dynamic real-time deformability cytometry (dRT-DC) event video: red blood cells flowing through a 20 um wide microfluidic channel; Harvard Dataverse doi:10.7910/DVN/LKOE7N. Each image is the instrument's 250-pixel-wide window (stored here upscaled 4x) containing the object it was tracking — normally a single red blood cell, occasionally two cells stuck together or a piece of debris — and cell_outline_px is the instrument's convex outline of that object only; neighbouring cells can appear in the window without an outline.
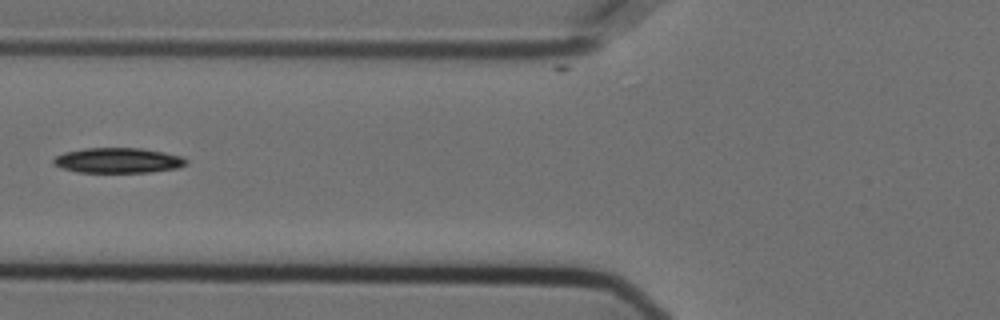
{"species": "Egyptian fruit bat (a non-hibernating species)", "species_latin": "Rousettus aegyptiacus", "temperature_condition": "cold", "stored_images_in_passage": 36, "camera_frame_rate_fps": 3000, "um_per_image_px": 0.085, "animal": {"sex": "female"}, "frame": {"image": 1, "passage_image": 2, "time_ms": 0.333, "image_size_px": [1000, 320], "cell_outline_px": [[188, 160], [184, 164], [176, 168], [148, 172], [76, 172], [52, 164], [52, 160], [56, 156], [64, 152], [84, 148], [140, 148], [164, 152], [180, 156]], "centroid_in_image_um": [9.98, 13.63], "position_along_channel_um": 115.8, "area_um2": 19.31}}
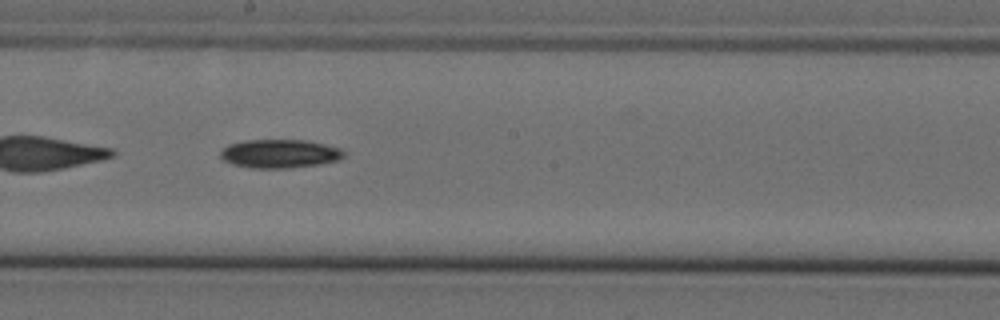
{"frame": {"image": 2, "passage_image": 11, "time_ms": 3.333, "image_size_px": [1000, 320], "cell_outline_px": [[344, 156], [340, 160], [320, 164], [288, 168], [248, 168], [232, 164], [224, 160], [220, 156], [220, 152], [228, 144], [244, 140], [304, 140], [324, 144], [340, 148], [344, 152]], "centroid_in_image_um": [23.76, 13.07], "position_along_channel_um": 224.4, "area_um2": 20.63}}
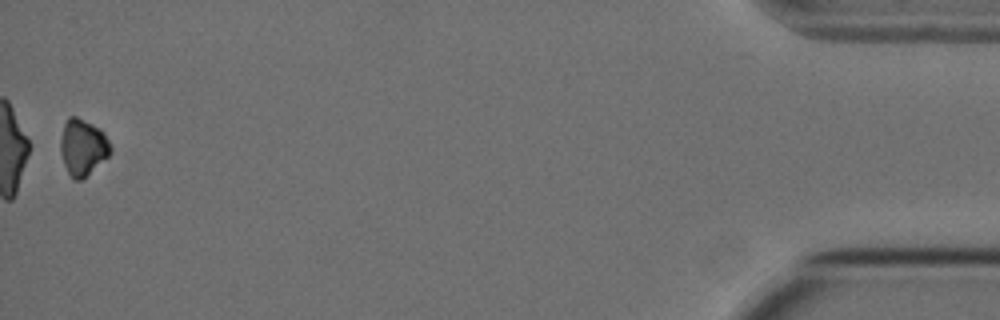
{"frame": {"image": 3, "passage_image": 35, "time_ms": 11.333, "image_size_px": [1000, 320], "cell_outline_px": [[112, 152], [108, 156], [80, 180], [72, 180], [64, 164], [60, 152], [60, 140], [64, 124], [68, 116], [76, 116], [100, 128], [104, 132], [112, 148]], "centroid_in_image_um": [7.03, 12.49], "position_along_channel_um": 428.2, "area_um2": 16.36}, "authors_computed_cell_mechanics": {"area_um2": 19.3341, "velocity_mm_per_s": 3.6067, "shape_relaxation_time_tau1_ms": 2.4471, "shape_relaxation_time_tau2_ms": null, "deformation_change_tau1": 0.0695, "deformation_change_tau2": null}}